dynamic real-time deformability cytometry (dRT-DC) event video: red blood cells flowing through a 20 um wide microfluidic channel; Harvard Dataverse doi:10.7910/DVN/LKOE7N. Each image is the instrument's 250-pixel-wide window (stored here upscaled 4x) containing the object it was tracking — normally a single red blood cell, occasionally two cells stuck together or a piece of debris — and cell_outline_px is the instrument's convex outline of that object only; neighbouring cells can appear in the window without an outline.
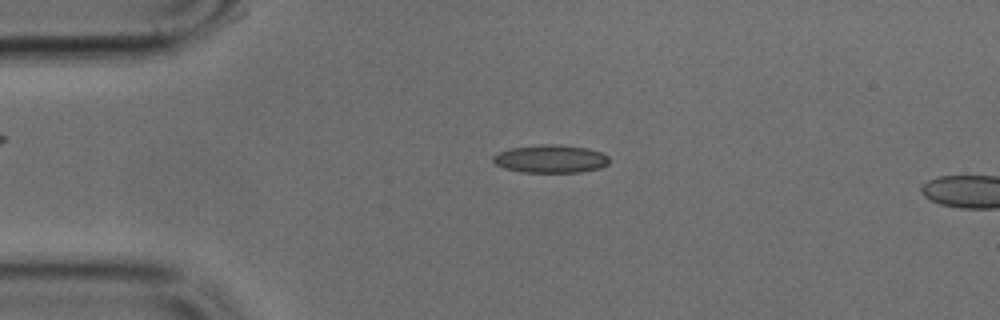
{"species": "common noctule bat (a hibernating species)", "species_latin": "Nyctalus noctula", "temperature_condition": "cold", "stored_images_in_passage": 22, "camera_frame_rate_fps": 3000, "um_per_image_px": 0.085, "animal": {"sex": "male", "body_mass_g": 17.9, "forearm_length_mm": 54.2}, "frame": {"image": 1, "passage_image": 10, "time_ms": 3.0, "image_size_px": [1000, 320], "cell_outline_px": [[608, 164], [600, 168], [580, 172], [520, 172], [504, 168], [496, 164], [492, 160], [492, 156], [500, 152], [512, 148], [544, 144], [556, 144], [588, 148], [600, 152], [608, 156]], "centroid_in_image_um": [46.8, 13.51], "position_along_channel_um": 38.2, "area_um2": 18.84}}
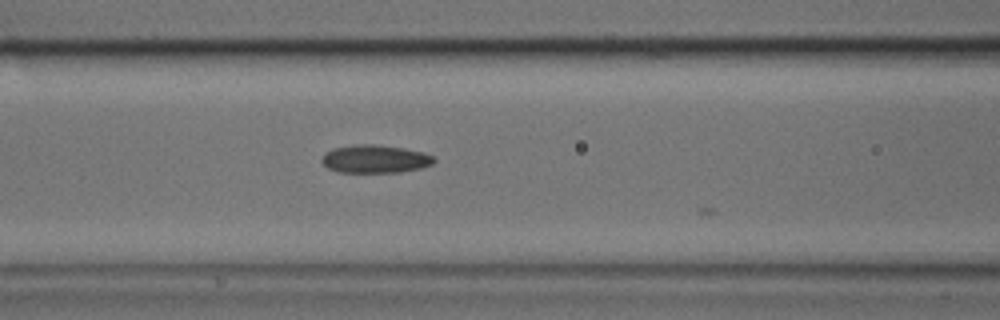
{"frame": {"image": 2, "passage_image": 19, "time_ms": 6.0, "image_size_px": [1000, 320], "cell_outline_px": [[436, 160], [432, 164], [420, 168], [400, 172], [340, 172], [328, 168], [320, 160], [324, 152], [332, 148], [364, 144], [372, 144], [404, 148], [424, 152], [432, 156]], "centroid_in_image_um": [31.87, 13.51], "position_along_channel_um": 134.7, "area_um2": 18.26}}